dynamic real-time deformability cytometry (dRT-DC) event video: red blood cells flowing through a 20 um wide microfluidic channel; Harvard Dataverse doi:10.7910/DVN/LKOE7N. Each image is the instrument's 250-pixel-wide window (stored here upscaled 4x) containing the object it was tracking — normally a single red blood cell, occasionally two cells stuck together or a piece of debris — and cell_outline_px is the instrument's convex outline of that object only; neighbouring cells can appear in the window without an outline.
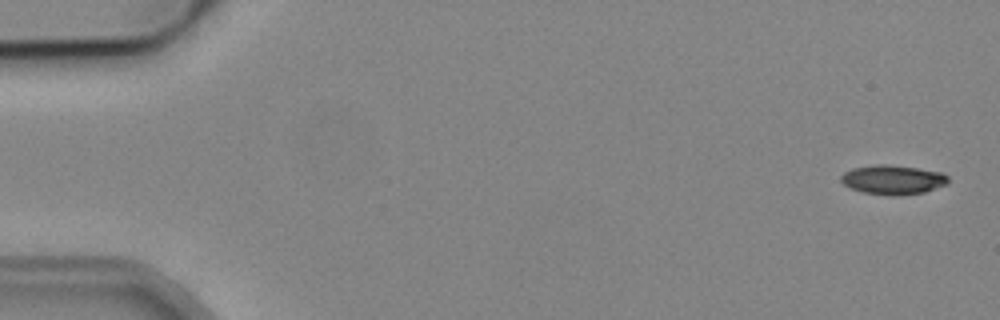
{"species": "common noctule bat (a hibernating species)", "species_latin": "Nyctalus noctula", "temperature_condition": "cold", "stored_images_in_passage": 5, "camera_frame_rate_fps": 3000, "um_per_image_px": 0.085, "animal": {"sex": "male", "body_mass_g": 19.2, "forearm_length_mm": 51.8}, "frame": {"image": 1, "passage_image": 1, "time_ms": 0.0, "image_size_px": [1000, 320], "cell_outline_px": [[948, 184], [924, 192], [892, 196], [864, 192], [852, 188], [844, 184], [840, 180], [840, 176], [844, 172], [852, 168], [876, 164], [888, 164], [944, 172], [948, 176]], "centroid_in_image_um": [75.91, 15.26], "position_along_channel_um": 9.1, "area_um2": 18.32}}
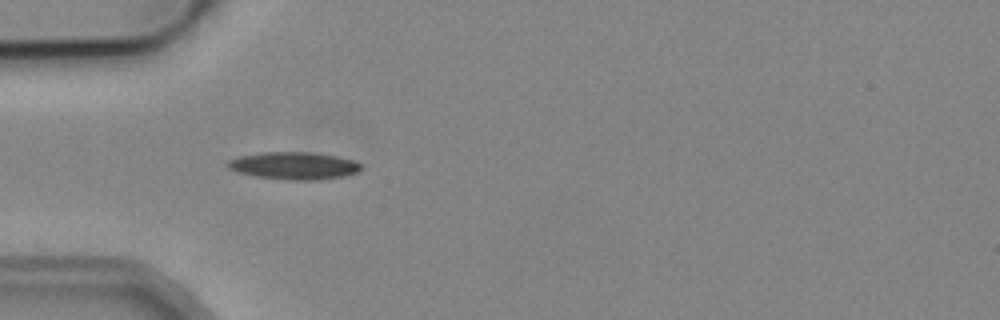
{"frame": {"image": 2, "passage_image": 4, "time_ms": 5.0, "image_size_px": [1000, 320], "cell_outline_px": [[364, 168], [356, 172], [340, 176], [316, 180], [292, 180], [256, 176], [236, 172], [228, 168], [224, 164], [228, 160], [236, 156], [264, 152], [316, 152], [336, 156], [352, 160], [360, 164]], "centroid_in_image_um": [24.92, 14.07], "position_along_channel_um": 60.1, "area_um2": 21.33}}